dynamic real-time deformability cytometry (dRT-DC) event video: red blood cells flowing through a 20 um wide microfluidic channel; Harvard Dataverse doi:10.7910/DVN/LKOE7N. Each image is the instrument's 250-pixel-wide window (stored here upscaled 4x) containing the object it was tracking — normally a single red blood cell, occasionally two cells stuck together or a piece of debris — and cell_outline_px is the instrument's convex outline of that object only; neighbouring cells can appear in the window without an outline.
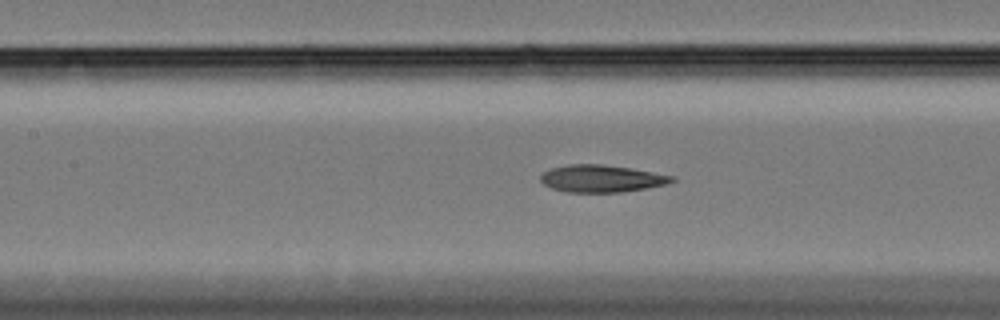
{"species": "Egyptian fruit bat (a non-hibernating species)", "species_latin": "Rousettus aegyptiacus", "temperature_condition": "cold", "stored_images_in_passage": 61, "camera_frame_rate_fps": 3000, "um_per_image_px": 0.085, "animal": {"sex": "female"}, "frame": {"image": 1, "passage_image": 28, "time_ms": 9.0, "image_size_px": [1000, 320], "cell_outline_px": [[676, 180], [664, 184], [644, 188], [620, 192], [568, 192], [552, 188], [544, 184], [540, 180], [540, 176], [544, 172], [552, 168], [568, 164], [600, 164], [628, 168], [676, 176]], "centroid_in_image_um": [51.11, 15.17], "position_along_channel_um": 156.3, "area_um2": 20.52}}
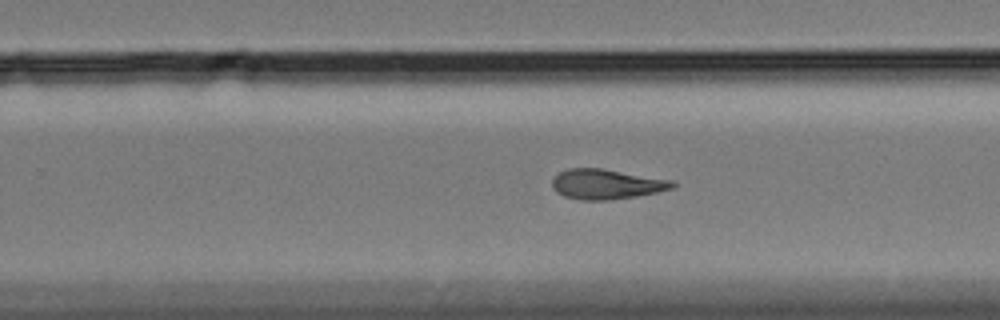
{"frame": {"image": 2, "passage_image": 39, "time_ms": 12.667, "image_size_px": [1000, 320], "cell_outline_px": [[676, 188], [636, 196], [608, 200], [580, 200], [564, 196], [556, 192], [552, 188], [552, 180], [560, 172], [568, 168], [600, 168], [672, 180], [676, 184]], "centroid_in_image_um": [51.54, 15.66], "position_along_channel_um": 278.3, "area_um2": 20.98}}
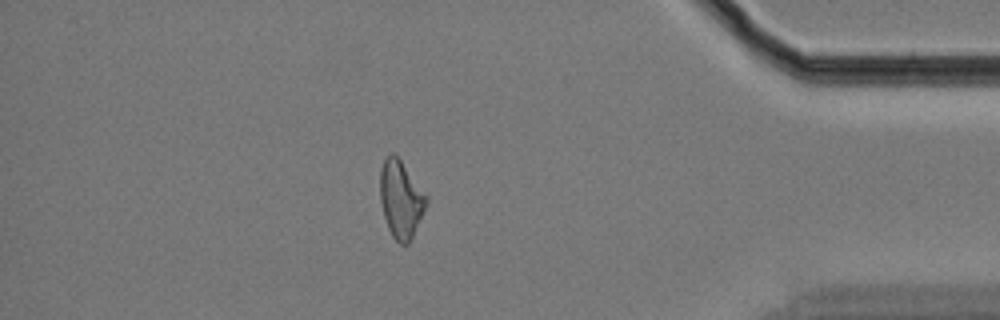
{"frame": {"image": 3, "passage_image": 53, "time_ms": 17.333, "image_size_px": [1000, 320], "cell_outline_px": [[428, 200], [412, 236], [408, 244], [400, 244], [392, 236], [388, 228], [384, 216], [380, 200], [380, 168], [384, 160], [392, 152], [400, 160], [428, 196]], "centroid_in_image_um": [34.05, 16.93], "position_along_channel_um": 401.1, "area_um2": 20.46}, "authors_computed_cell_mechanics": {"area_um2": 21.0392, "velocity_mm_per_s": 3.3376, "shape_relaxation_time_tau1_ms": 8.2117, "shape_relaxation_time_tau2_ms": 5.0352, "deformation_change_tau1": 0.1924, "deformation_change_tau2": 0.1488}}